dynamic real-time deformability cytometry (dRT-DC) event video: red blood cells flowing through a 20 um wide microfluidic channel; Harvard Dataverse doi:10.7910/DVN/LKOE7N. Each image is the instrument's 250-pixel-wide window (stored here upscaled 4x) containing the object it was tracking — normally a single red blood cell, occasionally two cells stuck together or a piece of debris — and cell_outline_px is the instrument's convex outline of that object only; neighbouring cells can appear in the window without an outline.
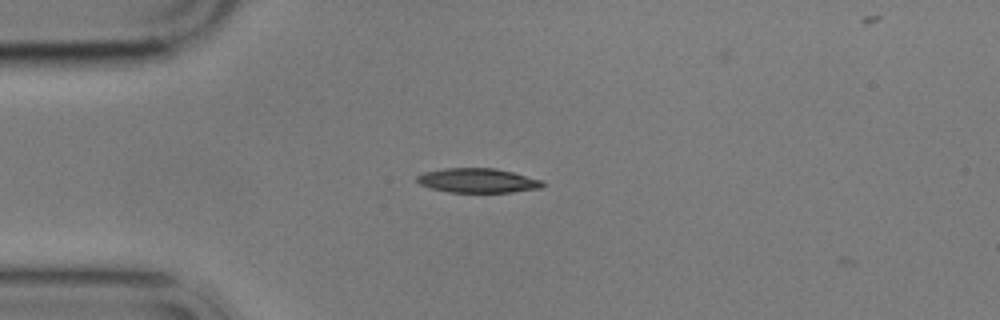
{"species": "common noctule bat (a hibernating species)", "species_latin": "Nyctalus noctula", "temperature_condition": "cold", "stored_images_in_passage": 3, "camera_frame_rate_fps": 3000, "um_per_image_px": 0.085, "animal": {"sex": "male", "body_mass_g": 17.9}, "frame": {"image": 1, "passage_image": 2, "time_ms": 2.0, "image_size_px": [1000, 320], "cell_outline_px": [[544, 184], [540, 188], [512, 192], [448, 192], [432, 188], [420, 184], [416, 180], [416, 176], [424, 172], [444, 168], [496, 168], [544, 180]], "centroid_in_image_um": [40.61, 15.34], "position_along_channel_um": 44.4, "area_um2": 17.86}}